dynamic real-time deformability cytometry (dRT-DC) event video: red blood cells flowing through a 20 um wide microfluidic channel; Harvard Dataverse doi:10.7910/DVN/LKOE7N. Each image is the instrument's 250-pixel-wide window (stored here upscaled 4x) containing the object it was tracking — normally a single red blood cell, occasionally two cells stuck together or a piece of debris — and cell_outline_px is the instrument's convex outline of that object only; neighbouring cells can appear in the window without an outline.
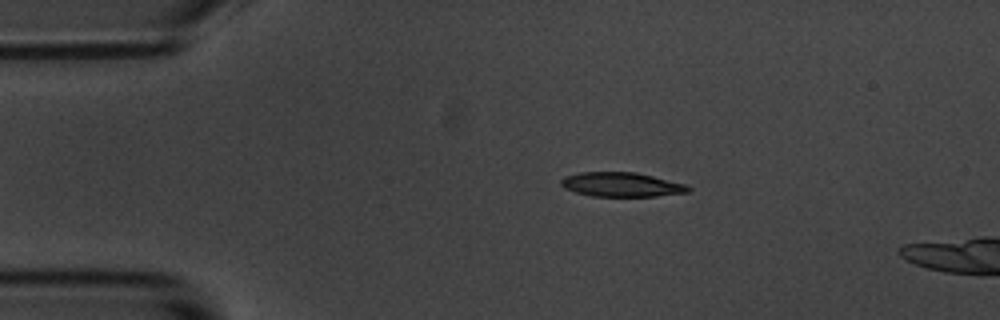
{"species": "common noctule bat (a hibernating species)", "species_latin": "Nyctalus noctula", "temperature_condition": "room temperature", "stored_images_in_passage": 2, "camera_frame_rate_fps": 3000, "um_per_image_px": 0.085, "animal": {"sex": "male", "body_mass_g": 20.1, "forearm_length_mm": 53.5}, "frame": {"image": 1, "passage_image": 1, "time_ms": 0.0, "image_size_px": [1000, 320], "cell_outline_px": [[692, 188], [688, 192], [656, 196], [592, 196], [576, 192], [564, 188], [560, 184], [560, 180], [564, 176], [580, 172], [636, 172], [688, 184]], "centroid_in_image_um": [52.84, 15.68], "position_along_channel_um": 32.2, "area_um2": 18.15}}